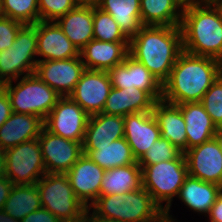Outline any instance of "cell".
<instances>
[{"instance_id":"7","label":"cell","mask_w":222,"mask_h":222,"mask_svg":"<svg viewBox=\"0 0 222 222\" xmlns=\"http://www.w3.org/2000/svg\"><path fill=\"white\" fill-rule=\"evenodd\" d=\"M12 83L1 87L8 94L14 113L31 114L45 120L62 97L35 73L24 75L15 87Z\"/></svg>"},{"instance_id":"25","label":"cell","mask_w":222,"mask_h":222,"mask_svg":"<svg viewBox=\"0 0 222 222\" xmlns=\"http://www.w3.org/2000/svg\"><path fill=\"white\" fill-rule=\"evenodd\" d=\"M42 207L38 187L13 185L0 215V222H20L29 213Z\"/></svg>"},{"instance_id":"28","label":"cell","mask_w":222,"mask_h":222,"mask_svg":"<svg viewBox=\"0 0 222 222\" xmlns=\"http://www.w3.org/2000/svg\"><path fill=\"white\" fill-rule=\"evenodd\" d=\"M97 7L113 17L129 40L144 26L141 22L140 0H100Z\"/></svg>"},{"instance_id":"38","label":"cell","mask_w":222,"mask_h":222,"mask_svg":"<svg viewBox=\"0 0 222 222\" xmlns=\"http://www.w3.org/2000/svg\"><path fill=\"white\" fill-rule=\"evenodd\" d=\"M20 222H62L50 211L41 207L37 211L29 213L26 217L21 219Z\"/></svg>"},{"instance_id":"29","label":"cell","mask_w":222,"mask_h":222,"mask_svg":"<svg viewBox=\"0 0 222 222\" xmlns=\"http://www.w3.org/2000/svg\"><path fill=\"white\" fill-rule=\"evenodd\" d=\"M142 187V168L138 163L105 170L100 195L125 194Z\"/></svg>"},{"instance_id":"41","label":"cell","mask_w":222,"mask_h":222,"mask_svg":"<svg viewBox=\"0 0 222 222\" xmlns=\"http://www.w3.org/2000/svg\"><path fill=\"white\" fill-rule=\"evenodd\" d=\"M210 222H222V192L217 197L208 213Z\"/></svg>"},{"instance_id":"13","label":"cell","mask_w":222,"mask_h":222,"mask_svg":"<svg viewBox=\"0 0 222 222\" xmlns=\"http://www.w3.org/2000/svg\"><path fill=\"white\" fill-rule=\"evenodd\" d=\"M183 154L189 176L222 187V154L215 137Z\"/></svg>"},{"instance_id":"36","label":"cell","mask_w":222,"mask_h":222,"mask_svg":"<svg viewBox=\"0 0 222 222\" xmlns=\"http://www.w3.org/2000/svg\"><path fill=\"white\" fill-rule=\"evenodd\" d=\"M76 6L74 0H38L40 21H56Z\"/></svg>"},{"instance_id":"33","label":"cell","mask_w":222,"mask_h":222,"mask_svg":"<svg viewBox=\"0 0 222 222\" xmlns=\"http://www.w3.org/2000/svg\"><path fill=\"white\" fill-rule=\"evenodd\" d=\"M5 17L22 24H36L40 21L38 0H2Z\"/></svg>"},{"instance_id":"47","label":"cell","mask_w":222,"mask_h":222,"mask_svg":"<svg viewBox=\"0 0 222 222\" xmlns=\"http://www.w3.org/2000/svg\"><path fill=\"white\" fill-rule=\"evenodd\" d=\"M215 138L217 139V141L220 144V150H221V154H222V127H219L217 129V132L215 134Z\"/></svg>"},{"instance_id":"37","label":"cell","mask_w":222,"mask_h":222,"mask_svg":"<svg viewBox=\"0 0 222 222\" xmlns=\"http://www.w3.org/2000/svg\"><path fill=\"white\" fill-rule=\"evenodd\" d=\"M23 25L21 22L9 17L0 18V51L6 50L13 45L19 29Z\"/></svg>"},{"instance_id":"20","label":"cell","mask_w":222,"mask_h":222,"mask_svg":"<svg viewBox=\"0 0 222 222\" xmlns=\"http://www.w3.org/2000/svg\"><path fill=\"white\" fill-rule=\"evenodd\" d=\"M124 137V117L98 113L89 116L84 139L83 150H97L111 142Z\"/></svg>"},{"instance_id":"16","label":"cell","mask_w":222,"mask_h":222,"mask_svg":"<svg viewBox=\"0 0 222 222\" xmlns=\"http://www.w3.org/2000/svg\"><path fill=\"white\" fill-rule=\"evenodd\" d=\"M105 170L83 154L66 173L75 196L89 208L100 196ZM91 201V204H88Z\"/></svg>"},{"instance_id":"24","label":"cell","mask_w":222,"mask_h":222,"mask_svg":"<svg viewBox=\"0 0 222 222\" xmlns=\"http://www.w3.org/2000/svg\"><path fill=\"white\" fill-rule=\"evenodd\" d=\"M178 106L186 124L187 150L215 137L218 128L201 102H188Z\"/></svg>"},{"instance_id":"48","label":"cell","mask_w":222,"mask_h":222,"mask_svg":"<svg viewBox=\"0 0 222 222\" xmlns=\"http://www.w3.org/2000/svg\"><path fill=\"white\" fill-rule=\"evenodd\" d=\"M4 11H3V4H2V0H0V18L4 17Z\"/></svg>"},{"instance_id":"40","label":"cell","mask_w":222,"mask_h":222,"mask_svg":"<svg viewBox=\"0 0 222 222\" xmlns=\"http://www.w3.org/2000/svg\"><path fill=\"white\" fill-rule=\"evenodd\" d=\"M12 187L13 183L8 177L4 176L0 178V215L2 213V209L4 207V204L6 203V200L9 197V193Z\"/></svg>"},{"instance_id":"39","label":"cell","mask_w":222,"mask_h":222,"mask_svg":"<svg viewBox=\"0 0 222 222\" xmlns=\"http://www.w3.org/2000/svg\"><path fill=\"white\" fill-rule=\"evenodd\" d=\"M13 113L10 98L6 91L0 86V126L10 117Z\"/></svg>"},{"instance_id":"2","label":"cell","mask_w":222,"mask_h":222,"mask_svg":"<svg viewBox=\"0 0 222 222\" xmlns=\"http://www.w3.org/2000/svg\"><path fill=\"white\" fill-rule=\"evenodd\" d=\"M183 51L180 26L144 25L129 40V55L143 64L162 84Z\"/></svg>"},{"instance_id":"44","label":"cell","mask_w":222,"mask_h":222,"mask_svg":"<svg viewBox=\"0 0 222 222\" xmlns=\"http://www.w3.org/2000/svg\"><path fill=\"white\" fill-rule=\"evenodd\" d=\"M100 0H74L77 6H92L98 5Z\"/></svg>"},{"instance_id":"43","label":"cell","mask_w":222,"mask_h":222,"mask_svg":"<svg viewBox=\"0 0 222 222\" xmlns=\"http://www.w3.org/2000/svg\"><path fill=\"white\" fill-rule=\"evenodd\" d=\"M90 210H91V208L86 209L84 219L82 220L83 222H121L119 220H112V219L100 217V216L96 215L94 212H92V214H90L89 213ZM89 214H90V216H88Z\"/></svg>"},{"instance_id":"1","label":"cell","mask_w":222,"mask_h":222,"mask_svg":"<svg viewBox=\"0 0 222 222\" xmlns=\"http://www.w3.org/2000/svg\"><path fill=\"white\" fill-rule=\"evenodd\" d=\"M222 74V62L182 51L168 79L162 84V99L180 105L201 102L205 92Z\"/></svg>"},{"instance_id":"46","label":"cell","mask_w":222,"mask_h":222,"mask_svg":"<svg viewBox=\"0 0 222 222\" xmlns=\"http://www.w3.org/2000/svg\"><path fill=\"white\" fill-rule=\"evenodd\" d=\"M172 215L163 213L156 221L154 222H175V220L172 219Z\"/></svg>"},{"instance_id":"12","label":"cell","mask_w":222,"mask_h":222,"mask_svg":"<svg viewBox=\"0 0 222 222\" xmlns=\"http://www.w3.org/2000/svg\"><path fill=\"white\" fill-rule=\"evenodd\" d=\"M86 70L81 56L38 61L35 74L62 97L69 96Z\"/></svg>"},{"instance_id":"4","label":"cell","mask_w":222,"mask_h":222,"mask_svg":"<svg viewBox=\"0 0 222 222\" xmlns=\"http://www.w3.org/2000/svg\"><path fill=\"white\" fill-rule=\"evenodd\" d=\"M90 208L100 217L121 222H154L164 213L143 187L123 195H100Z\"/></svg>"},{"instance_id":"42","label":"cell","mask_w":222,"mask_h":222,"mask_svg":"<svg viewBox=\"0 0 222 222\" xmlns=\"http://www.w3.org/2000/svg\"><path fill=\"white\" fill-rule=\"evenodd\" d=\"M175 4L182 10L193 8L194 6H199L207 3L209 0H173Z\"/></svg>"},{"instance_id":"30","label":"cell","mask_w":222,"mask_h":222,"mask_svg":"<svg viewBox=\"0 0 222 222\" xmlns=\"http://www.w3.org/2000/svg\"><path fill=\"white\" fill-rule=\"evenodd\" d=\"M179 9L173 0H140L141 22L143 25L180 26L183 11Z\"/></svg>"},{"instance_id":"32","label":"cell","mask_w":222,"mask_h":222,"mask_svg":"<svg viewBox=\"0 0 222 222\" xmlns=\"http://www.w3.org/2000/svg\"><path fill=\"white\" fill-rule=\"evenodd\" d=\"M93 33L94 39L105 42H129V39L120 30L113 17L100 9L93 7Z\"/></svg>"},{"instance_id":"45","label":"cell","mask_w":222,"mask_h":222,"mask_svg":"<svg viewBox=\"0 0 222 222\" xmlns=\"http://www.w3.org/2000/svg\"><path fill=\"white\" fill-rule=\"evenodd\" d=\"M5 176V155L4 150L0 149V178Z\"/></svg>"},{"instance_id":"6","label":"cell","mask_w":222,"mask_h":222,"mask_svg":"<svg viewBox=\"0 0 222 222\" xmlns=\"http://www.w3.org/2000/svg\"><path fill=\"white\" fill-rule=\"evenodd\" d=\"M41 205L62 222H81L85 205L75 196L66 174L46 173L37 182Z\"/></svg>"},{"instance_id":"31","label":"cell","mask_w":222,"mask_h":222,"mask_svg":"<svg viewBox=\"0 0 222 222\" xmlns=\"http://www.w3.org/2000/svg\"><path fill=\"white\" fill-rule=\"evenodd\" d=\"M83 154L104 170L138 163L124 137L105 147H97V150H83Z\"/></svg>"},{"instance_id":"3","label":"cell","mask_w":222,"mask_h":222,"mask_svg":"<svg viewBox=\"0 0 222 222\" xmlns=\"http://www.w3.org/2000/svg\"><path fill=\"white\" fill-rule=\"evenodd\" d=\"M183 50L222 62V4L219 0L183 11Z\"/></svg>"},{"instance_id":"23","label":"cell","mask_w":222,"mask_h":222,"mask_svg":"<svg viewBox=\"0 0 222 222\" xmlns=\"http://www.w3.org/2000/svg\"><path fill=\"white\" fill-rule=\"evenodd\" d=\"M152 112L159 124L160 135L183 153L187 151L186 124L178 105L156 101Z\"/></svg>"},{"instance_id":"22","label":"cell","mask_w":222,"mask_h":222,"mask_svg":"<svg viewBox=\"0 0 222 222\" xmlns=\"http://www.w3.org/2000/svg\"><path fill=\"white\" fill-rule=\"evenodd\" d=\"M156 100L138 88H111L102 113L125 116L138 112L152 111Z\"/></svg>"},{"instance_id":"26","label":"cell","mask_w":222,"mask_h":222,"mask_svg":"<svg viewBox=\"0 0 222 222\" xmlns=\"http://www.w3.org/2000/svg\"><path fill=\"white\" fill-rule=\"evenodd\" d=\"M55 22L79 51L94 39L92 6H76Z\"/></svg>"},{"instance_id":"35","label":"cell","mask_w":222,"mask_h":222,"mask_svg":"<svg viewBox=\"0 0 222 222\" xmlns=\"http://www.w3.org/2000/svg\"><path fill=\"white\" fill-rule=\"evenodd\" d=\"M201 103L216 127H222V74L205 92Z\"/></svg>"},{"instance_id":"10","label":"cell","mask_w":222,"mask_h":222,"mask_svg":"<svg viewBox=\"0 0 222 222\" xmlns=\"http://www.w3.org/2000/svg\"><path fill=\"white\" fill-rule=\"evenodd\" d=\"M89 115L69 96L61 97L44 120L50 133L83 142Z\"/></svg>"},{"instance_id":"8","label":"cell","mask_w":222,"mask_h":222,"mask_svg":"<svg viewBox=\"0 0 222 222\" xmlns=\"http://www.w3.org/2000/svg\"><path fill=\"white\" fill-rule=\"evenodd\" d=\"M37 55V23L24 24L18 31L13 45L0 51V86L18 80L21 75L35 72Z\"/></svg>"},{"instance_id":"18","label":"cell","mask_w":222,"mask_h":222,"mask_svg":"<svg viewBox=\"0 0 222 222\" xmlns=\"http://www.w3.org/2000/svg\"><path fill=\"white\" fill-rule=\"evenodd\" d=\"M37 55L43 57L38 61L65 60L79 57L80 51L55 21H39L37 22Z\"/></svg>"},{"instance_id":"17","label":"cell","mask_w":222,"mask_h":222,"mask_svg":"<svg viewBox=\"0 0 222 222\" xmlns=\"http://www.w3.org/2000/svg\"><path fill=\"white\" fill-rule=\"evenodd\" d=\"M160 137L159 124L152 111L124 116V138L137 161Z\"/></svg>"},{"instance_id":"11","label":"cell","mask_w":222,"mask_h":222,"mask_svg":"<svg viewBox=\"0 0 222 222\" xmlns=\"http://www.w3.org/2000/svg\"><path fill=\"white\" fill-rule=\"evenodd\" d=\"M37 139L47 173L66 174L83 155L81 142L54 135L45 128Z\"/></svg>"},{"instance_id":"34","label":"cell","mask_w":222,"mask_h":222,"mask_svg":"<svg viewBox=\"0 0 222 222\" xmlns=\"http://www.w3.org/2000/svg\"><path fill=\"white\" fill-rule=\"evenodd\" d=\"M183 154L167 139L160 137L137 161L139 165H152L168 160L178 159Z\"/></svg>"},{"instance_id":"14","label":"cell","mask_w":222,"mask_h":222,"mask_svg":"<svg viewBox=\"0 0 222 222\" xmlns=\"http://www.w3.org/2000/svg\"><path fill=\"white\" fill-rule=\"evenodd\" d=\"M111 88L107 71L86 69L69 97L91 116L102 113Z\"/></svg>"},{"instance_id":"9","label":"cell","mask_w":222,"mask_h":222,"mask_svg":"<svg viewBox=\"0 0 222 222\" xmlns=\"http://www.w3.org/2000/svg\"><path fill=\"white\" fill-rule=\"evenodd\" d=\"M4 155L5 176L13 185L36 184L47 173L38 139L8 148L4 150Z\"/></svg>"},{"instance_id":"21","label":"cell","mask_w":222,"mask_h":222,"mask_svg":"<svg viewBox=\"0 0 222 222\" xmlns=\"http://www.w3.org/2000/svg\"><path fill=\"white\" fill-rule=\"evenodd\" d=\"M44 128V120L38 116L12 113L0 126V149L6 150L20 143L37 139Z\"/></svg>"},{"instance_id":"5","label":"cell","mask_w":222,"mask_h":222,"mask_svg":"<svg viewBox=\"0 0 222 222\" xmlns=\"http://www.w3.org/2000/svg\"><path fill=\"white\" fill-rule=\"evenodd\" d=\"M139 166L142 168V187L150 193L164 213L168 214L173 197L179 195L188 176L184 154L178 159ZM163 201L166 202L165 207L162 205Z\"/></svg>"},{"instance_id":"19","label":"cell","mask_w":222,"mask_h":222,"mask_svg":"<svg viewBox=\"0 0 222 222\" xmlns=\"http://www.w3.org/2000/svg\"><path fill=\"white\" fill-rule=\"evenodd\" d=\"M129 55V42H105L93 39L81 50L80 56L88 70L108 71L122 64Z\"/></svg>"},{"instance_id":"27","label":"cell","mask_w":222,"mask_h":222,"mask_svg":"<svg viewBox=\"0 0 222 222\" xmlns=\"http://www.w3.org/2000/svg\"><path fill=\"white\" fill-rule=\"evenodd\" d=\"M221 192V186L188 175L177 197L191 210L208 214Z\"/></svg>"},{"instance_id":"15","label":"cell","mask_w":222,"mask_h":222,"mask_svg":"<svg viewBox=\"0 0 222 222\" xmlns=\"http://www.w3.org/2000/svg\"><path fill=\"white\" fill-rule=\"evenodd\" d=\"M112 87L138 88L148 92L156 101L162 99V83L140 62L128 55L122 64L107 71Z\"/></svg>"}]
</instances>
